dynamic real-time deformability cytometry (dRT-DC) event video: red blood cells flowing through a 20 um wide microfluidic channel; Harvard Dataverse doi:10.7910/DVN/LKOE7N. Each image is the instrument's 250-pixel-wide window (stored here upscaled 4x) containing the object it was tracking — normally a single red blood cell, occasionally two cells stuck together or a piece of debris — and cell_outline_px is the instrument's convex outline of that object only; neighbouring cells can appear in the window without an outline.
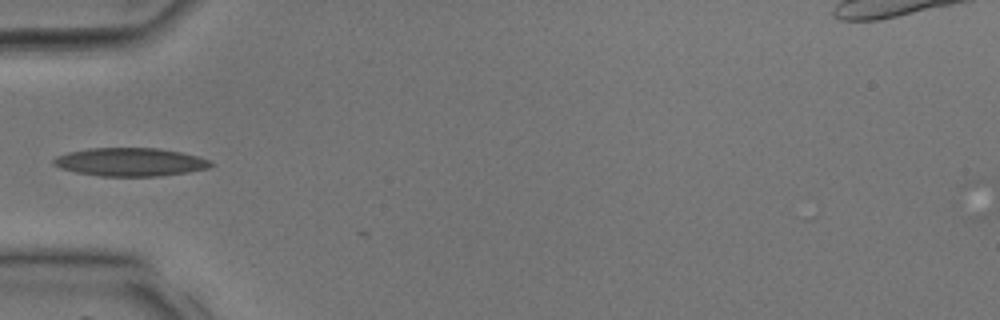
{"species": "common noctule bat (a hibernating species)", "species_latin": "Nyctalus noctula", "temperature_condition": "room temperature", "stored_images_in_passage": 9, "camera_frame_rate_fps": 3000, "um_per_image_px": 0.085, "animal": {"sex": "male", "body_mass_g": 17.9, "forearm_length_mm": 54.2}, "frame": {"image": 1, "passage_image": 1, "time_ms": 0.0, "image_size_px": [1000, 320], "cell_outline_px": [[216, 164], [208, 168], [188, 172], [160, 176], [100, 176], [76, 172], [60, 168], [52, 164], [52, 160], [56, 156], [68, 152], [88, 148], [160, 148], [180, 152], [196, 156], [208, 160]], "centroid_in_image_um": [11.05, 13.77], "position_along_channel_um": 74.0, "area_um2": 25.95}}
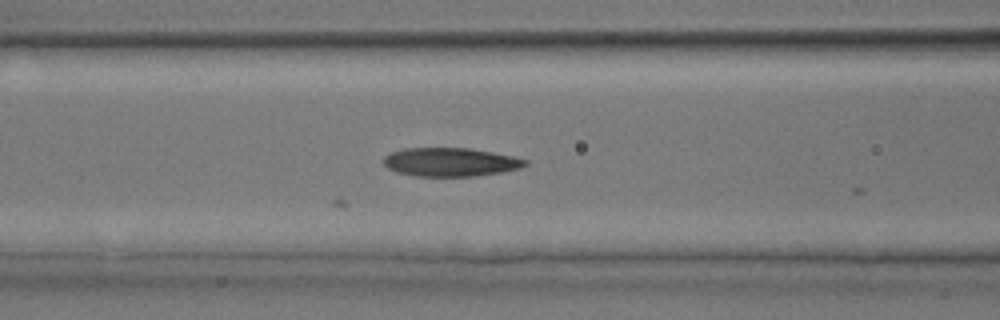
{"frame": {"image": 2, "passage_image": 4, "time_ms": 1.0, "image_size_px": [1000, 320], "cell_outline_px": [[528, 164], [520, 168], [500, 172], [472, 176], [416, 176], [396, 172], [388, 168], [384, 164], [384, 156], [392, 152], [404, 148], [468, 148], [492, 152], [512, 156], [528, 160]], "centroid_in_image_um": [38.27, 13.77], "position_along_channel_um": 128.3, "area_um2": 23.47}}